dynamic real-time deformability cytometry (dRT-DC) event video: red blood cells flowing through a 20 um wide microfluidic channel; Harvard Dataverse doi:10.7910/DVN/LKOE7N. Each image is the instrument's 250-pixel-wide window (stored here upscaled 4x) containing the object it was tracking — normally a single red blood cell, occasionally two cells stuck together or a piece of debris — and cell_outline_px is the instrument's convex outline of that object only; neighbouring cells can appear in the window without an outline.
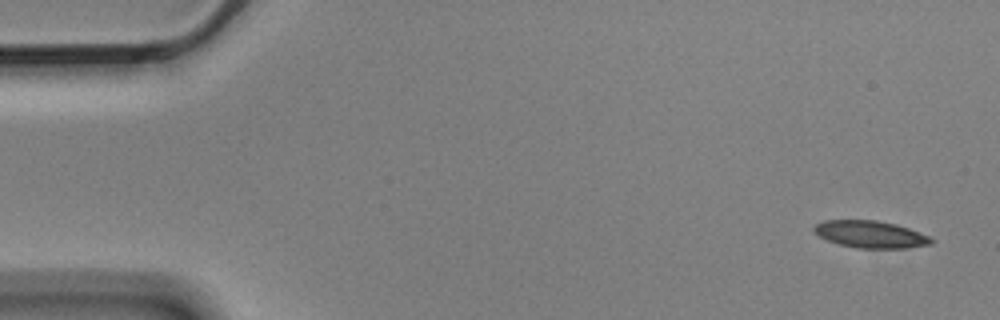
{"species": "Egyptian fruit bat (a non-hibernating species)", "species_latin": "Rousettus aegyptiacus", "temperature_condition": "cold", "stored_images_in_passage": 4, "camera_frame_rate_fps": 3000, "um_per_image_px": 0.085, "animal": {"sex": "male"}, "frame": {"image": 1, "passage_image": 1, "time_ms": 0.0, "image_size_px": [1000, 320], "cell_outline_px": [[932, 244], [904, 248], [856, 248], [840, 244], [828, 240], [820, 236], [812, 228], [816, 224], [824, 220], [876, 220], [896, 224], [920, 232], [928, 236], [932, 240]], "centroid_in_image_um": [73.99, 19.91], "position_along_channel_um": 11.0, "area_um2": 18.32}}